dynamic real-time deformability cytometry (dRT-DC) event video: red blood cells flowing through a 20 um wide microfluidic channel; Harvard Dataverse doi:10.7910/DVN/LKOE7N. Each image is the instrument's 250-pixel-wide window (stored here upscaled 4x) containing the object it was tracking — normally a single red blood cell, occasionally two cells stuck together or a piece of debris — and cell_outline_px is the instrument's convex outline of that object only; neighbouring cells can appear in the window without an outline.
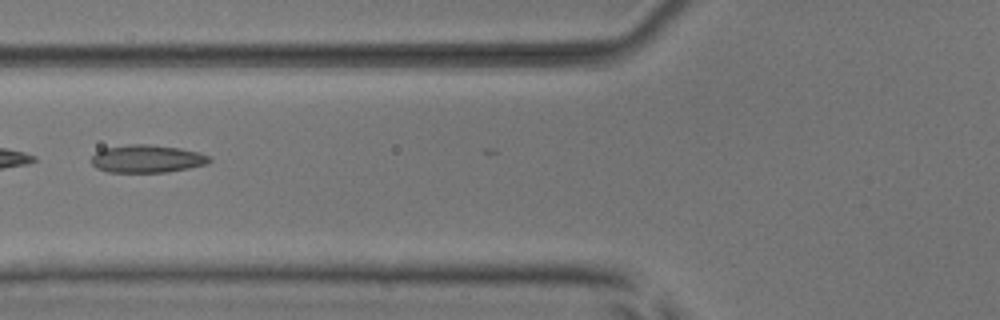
{"species": "common noctule bat (a hibernating species)", "species_latin": "Nyctalus noctula", "temperature_condition": "room temperature", "stored_images_in_passage": 22, "camera_frame_rate_fps": 3000, "um_per_image_px": 0.085, "animal": {"sex": "male", "body_mass_g": 17.9, "forearm_length_mm": 54.2}, "frame": {"image": 1, "passage_image": 21, "time_ms": 6.667, "image_size_px": [1000, 320], "cell_outline_px": [[212, 160], [208, 164], [168, 172], [108, 172], [96, 168], [92, 164], [92, 156], [96, 152], [104, 148], [128, 144], [148, 144], [180, 148], [200, 152], [212, 156]], "centroid_in_image_um": [12.54, 13.49], "position_along_channel_um": 113.3, "area_um2": 19.31}}